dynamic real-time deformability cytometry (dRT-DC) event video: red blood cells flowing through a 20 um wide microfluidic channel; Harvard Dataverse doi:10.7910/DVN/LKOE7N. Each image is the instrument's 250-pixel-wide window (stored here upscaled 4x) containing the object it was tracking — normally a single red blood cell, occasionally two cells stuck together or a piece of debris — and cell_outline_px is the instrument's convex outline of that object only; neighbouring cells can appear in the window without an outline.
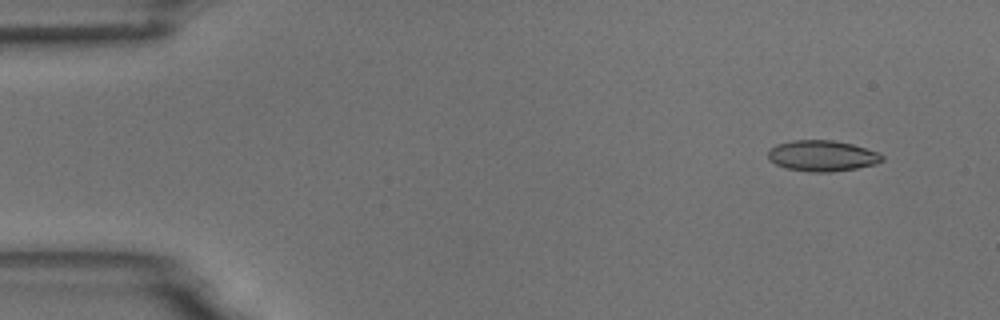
{"species": "common noctule bat (a hibernating species)", "species_latin": "Nyctalus noctula", "temperature_condition": "room temperature", "stored_images_in_passage": 4, "camera_frame_rate_fps": 3000, "um_per_image_px": 0.085, "animal": {"sex": "male", "body_mass_g": 18.8}, "frame": {"image": 1, "passage_image": 1, "time_ms": 0.0, "image_size_px": [1000, 320], "cell_outline_px": [[884, 160], [876, 164], [856, 168], [832, 172], [812, 172], [788, 168], [776, 164], [768, 160], [768, 152], [776, 144], [792, 140], [832, 140], [852, 144], [876, 152], [884, 156]], "centroid_in_image_um": [69.88, 13.24], "position_along_channel_um": 15.1, "area_um2": 20.4}}
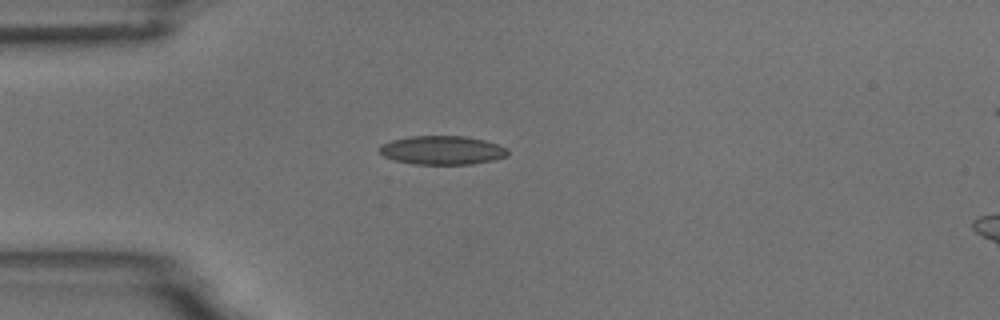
{"frame": {"image": 2, "passage_image": 3, "time_ms": 3.333, "image_size_px": [1000, 320], "cell_outline_px": [[508, 156], [492, 160], [472, 164], [412, 164], [396, 160], [384, 156], [376, 148], [392, 140], [412, 136], [464, 136], [484, 140], [508, 148]], "centroid_in_image_um": [37.59, 12.77], "position_along_channel_um": 47.4, "area_um2": 21.39}}